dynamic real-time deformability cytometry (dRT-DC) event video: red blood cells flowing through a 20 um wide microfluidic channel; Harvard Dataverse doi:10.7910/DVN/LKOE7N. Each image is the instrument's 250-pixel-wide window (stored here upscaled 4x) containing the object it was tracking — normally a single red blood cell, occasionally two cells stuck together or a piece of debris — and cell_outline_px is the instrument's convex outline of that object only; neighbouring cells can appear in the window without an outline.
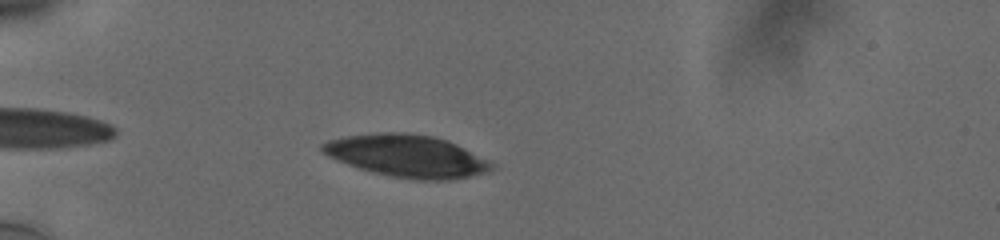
{"species": "human", "species_latin": "Homo sapiens", "temperature_condition": "cold", "stored_images_in_passage": 44, "camera_frame_rate_fps": 3000, "um_per_image_px": 0.085, "donor": {"sex": "male"}, "frame": {"image": 1, "passage_image": 5, "time_ms": 1.333, "image_size_px": [1000, 240], "cell_outline_px": [[496, 168], [488, 172], [452, 180], [412, 180], [372, 172], [336, 160], [320, 152], [320, 144], [328, 140], [344, 136], [380, 132], [408, 132], [432, 136], [448, 140], [488, 160]], "centroid_in_image_um": [34.57, 13.25], "position_along_channel_um": 50.4, "area_um2": 41.96}}
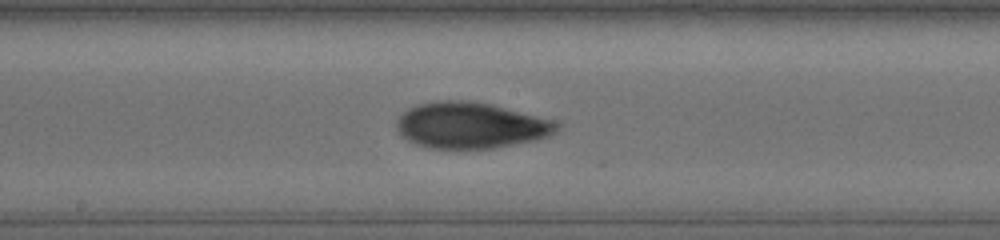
{"frame": {"image": 2, "passage_image": 20, "time_ms": 6.333, "image_size_px": [1000, 240], "cell_outline_px": [[560, 124], [556, 132], [548, 136], [532, 140], [492, 148], [428, 148], [416, 144], [400, 136], [396, 132], [396, 124], [400, 116], [404, 112], [420, 104], [448, 100], [468, 100], [488, 104], [552, 120]], "centroid_in_image_um": [39.96, 10.67], "position_along_channel_um": 208.2, "area_um2": 42.25}}
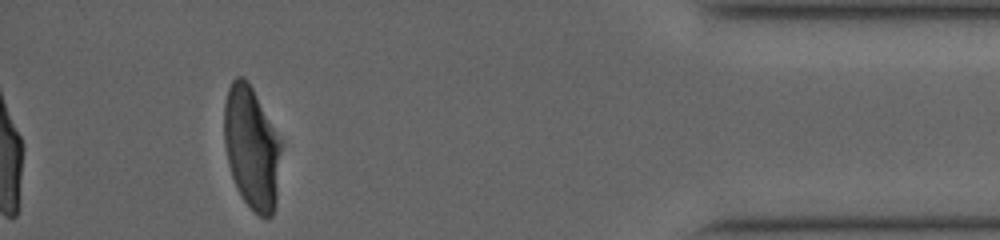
{"frame": {"image": 3, "passage_image": 40, "time_ms": 13.0, "image_size_px": [1000, 240], "cell_outline_px": [[276, 204], [272, 216], [260, 216], [244, 200], [232, 176], [228, 164], [224, 144], [224, 104], [228, 88], [232, 80], [236, 76], [244, 76], [248, 80], [252, 88], [276, 140]], "centroid_in_image_um": [21.27, 12.53], "position_along_channel_um": 413.9, "area_um2": 38.21}, "authors_computed_cell_mechanics": {"area_um2": 41.616, "velocity_mm_per_s": 3.7657, "shape_relaxation_time_tau1_ms": 6.4106, "shape_relaxation_time_tau2_ms": 1.8495, "deformation_change_tau1": 0.2084, "deformation_change_tau2": 0.0679}}